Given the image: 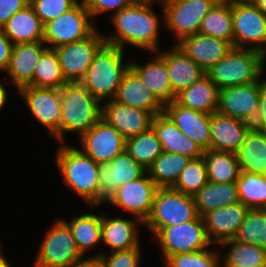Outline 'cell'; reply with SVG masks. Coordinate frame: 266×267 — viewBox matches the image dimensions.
Wrapping results in <instances>:
<instances>
[{
  "label": "cell",
  "instance_id": "cell-1",
  "mask_svg": "<svg viewBox=\"0 0 266 267\" xmlns=\"http://www.w3.org/2000/svg\"><path fill=\"white\" fill-rule=\"evenodd\" d=\"M154 0H140L137 4L124 8L110 16L115 31L104 36L106 44L125 50V45L155 52L159 49L160 24L164 16L153 12ZM162 19V20H161ZM115 32V33H114Z\"/></svg>",
  "mask_w": 266,
  "mask_h": 267
},
{
  "label": "cell",
  "instance_id": "cell-2",
  "mask_svg": "<svg viewBox=\"0 0 266 267\" xmlns=\"http://www.w3.org/2000/svg\"><path fill=\"white\" fill-rule=\"evenodd\" d=\"M60 96V143H65V132H76L80 137L102 118V103L81 82L65 83Z\"/></svg>",
  "mask_w": 266,
  "mask_h": 267
},
{
  "label": "cell",
  "instance_id": "cell-3",
  "mask_svg": "<svg viewBox=\"0 0 266 267\" xmlns=\"http://www.w3.org/2000/svg\"><path fill=\"white\" fill-rule=\"evenodd\" d=\"M124 51L119 47L104 44L95 54L84 78L80 81L99 101L113 100L130 62L124 63Z\"/></svg>",
  "mask_w": 266,
  "mask_h": 267
},
{
  "label": "cell",
  "instance_id": "cell-4",
  "mask_svg": "<svg viewBox=\"0 0 266 267\" xmlns=\"http://www.w3.org/2000/svg\"><path fill=\"white\" fill-rule=\"evenodd\" d=\"M59 145L55 155V163L63 182L88 204L98 190L100 164L80 148L64 143Z\"/></svg>",
  "mask_w": 266,
  "mask_h": 267
},
{
  "label": "cell",
  "instance_id": "cell-5",
  "mask_svg": "<svg viewBox=\"0 0 266 267\" xmlns=\"http://www.w3.org/2000/svg\"><path fill=\"white\" fill-rule=\"evenodd\" d=\"M264 55L256 50L234 48L206 75L219 90L257 82L263 75Z\"/></svg>",
  "mask_w": 266,
  "mask_h": 267
},
{
  "label": "cell",
  "instance_id": "cell-6",
  "mask_svg": "<svg viewBox=\"0 0 266 267\" xmlns=\"http://www.w3.org/2000/svg\"><path fill=\"white\" fill-rule=\"evenodd\" d=\"M199 216L193 196L158 188L150 216L144 223L155 236L162 228L192 221Z\"/></svg>",
  "mask_w": 266,
  "mask_h": 267
},
{
  "label": "cell",
  "instance_id": "cell-7",
  "mask_svg": "<svg viewBox=\"0 0 266 267\" xmlns=\"http://www.w3.org/2000/svg\"><path fill=\"white\" fill-rule=\"evenodd\" d=\"M55 221L45 232L33 267H74L84 258L68 224L63 219Z\"/></svg>",
  "mask_w": 266,
  "mask_h": 267
},
{
  "label": "cell",
  "instance_id": "cell-8",
  "mask_svg": "<svg viewBox=\"0 0 266 267\" xmlns=\"http://www.w3.org/2000/svg\"><path fill=\"white\" fill-rule=\"evenodd\" d=\"M146 173L147 169L137 163L125 150L115 156L111 162L100 164L98 190L94 198L86 205L90 209L103 203L110 205L119 187L141 178Z\"/></svg>",
  "mask_w": 266,
  "mask_h": 267
},
{
  "label": "cell",
  "instance_id": "cell-9",
  "mask_svg": "<svg viewBox=\"0 0 266 267\" xmlns=\"http://www.w3.org/2000/svg\"><path fill=\"white\" fill-rule=\"evenodd\" d=\"M164 26L174 34L175 45L188 36L199 33L206 14L217 0H161Z\"/></svg>",
  "mask_w": 266,
  "mask_h": 267
},
{
  "label": "cell",
  "instance_id": "cell-10",
  "mask_svg": "<svg viewBox=\"0 0 266 267\" xmlns=\"http://www.w3.org/2000/svg\"><path fill=\"white\" fill-rule=\"evenodd\" d=\"M234 48L266 54V15L251 0L231 2ZM248 45V46H246Z\"/></svg>",
  "mask_w": 266,
  "mask_h": 267
},
{
  "label": "cell",
  "instance_id": "cell-11",
  "mask_svg": "<svg viewBox=\"0 0 266 267\" xmlns=\"http://www.w3.org/2000/svg\"><path fill=\"white\" fill-rule=\"evenodd\" d=\"M95 30L91 14L85 2L80 0L69 11L45 24L43 42L48 44V48L55 49L58 46L82 40Z\"/></svg>",
  "mask_w": 266,
  "mask_h": 267
},
{
  "label": "cell",
  "instance_id": "cell-12",
  "mask_svg": "<svg viewBox=\"0 0 266 267\" xmlns=\"http://www.w3.org/2000/svg\"><path fill=\"white\" fill-rule=\"evenodd\" d=\"M154 237L160 244L163 261L172 255L208 249L212 244L202 216L192 221L164 227Z\"/></svg>",
  "mask_w": 266,
  "mask_h": 267
},
{
  "label": "cell",
  "instance_id": "cell-13",
  "mask_svg": "<svg viewBox=\"0 0 266 267\" xmlns=\"http://www.w3.org/2000/svg\"><path fill=\"white\" fill-rule=\"evenodd\" d=\"M105 44L104 35L96 29L90 36L54 50L62 74L67 82H80L90 67L95 54Z\"/></svg>",
  "mask_w": 266,
  "mask_h": 267
},
{
  "label": "cell",
  "instance_id": "cell-14",
  "mask_svg": "<svg viewBox=\"0 0 266 267\" xmlns=\"http://www.w3.org/2000/svg\"><path fill=\"white\" fill-rule=\"evenodd\" d=\"M18 92L35 119L44 125L49 134L60 143V89L26 86Z\"/></svg>",
  "mask_w": 266,
  "mask_h": 267
},
{
  "label": "cell",
  "instance_id": "cell-15",
  "mask_svg": "<svg viewBox=\"0 0 266 267\" xmlns=\"http://www.w3.org/2000/svg\"><path fill=\"white\" fill-rule=\"evenodd\" d=\"M79 138L81 150L98 164L111 162L126 147V139L103 118Z\"/></svg>",
  "mask_w": 266,
  "mask_h": 267
},
{
  "label": "cell",
  "instance_id": "cell-16",
  "mask_svg": "<svg viewBox=\"0 0 266 267\" xmlns=\"http://www.w3.org/2000/svg\"><path fill=\"white\" fill-rule=\"evenodd\" d=\"M261 78L254 83L219 90L218 109L221 115L252 123L258 113Z\"/></svg>",
  "mask_w": 266,
  "mask_h": 267
},
{
  "label": "cell",
  "instance_id": "cell-17",
  "mask_svg": "<svg viewBox=\"0 0 266 267\" xmlns=\"http://www.w3.org/2000/svg\"><path fill=\"white\" fill-rule=\"evenodd\" d=\"M158 188L146 173L141 178L119 187L111 204L128 211L144 225L151 214Z\"/></svg>",
  "mask_w": 266,
  "mask_h": 267
},
{
  "label": "cell",
  "instance_id": "cell-18",
  "mask_svg": "<svg viewBox=\"0 0 266 267\" xmlns=\"http://www.w3.org/2000/svg\"><path fill=\"white\" fill-rule=\"evenodd\" d=\"M249 210L243 203L238 202L203 214L206 233L212 245L218 246L234 239Z\"/></svg>",
  "mask_w": 266,
  "mask_h": 267
},
{
  "label": "cell",
  "instance_id": "cell-19",
  "mask_svg": "<svg viewBox=\"0 0 266 267\" xmlns=\"http://www.w3.org/2000/svg\"><path fill=\"white\" fill-rule=\"evenodd\" d=\"M102 118L116 128L120 134L129 139L152 128L154 115L115 100H105L102 105Z\"/></svg>",
  "mask_w": 266,
  "mask_h": 267
},
{
  "label": "cell",
  "instance_id": "cell-20",
  "mask_svg": "<svg viewBox=\"0 0 266 267\" xmlns=\"http://www.w3.org/2000/svg\"><path fill=\"white\" fill-rule=\"evenodd\" d=\"M252 128L251 123L218 112L211 114L209 150L236 153Z\"/></svg>",
  "mask_w": 266,
  "mask_h": 267
},
{
  "label": "cell",
  "instance_id": "cell-21",
  "mask_svg": "<svg viewBox=\"0 0 266 267\" xmlns=\"http://www.w3.org/2000/svg\"><path fill=\"white\" fill-rule=\"evenodd\" d=\"M176 45L205 72L233 49L228 41L200 33L188 36Z\"/></svg>",
  "mask_w": 266,
  "mask_h": 267
},
{
  "label": "cell",
  "instance_id": "cell-22",
  "mask_svg": "<svg viewBox=\"0 0 266 267\" xmlns=\"http://www.w3.org/2000/svg\"><path fill=\"white\" fill-rule=\"evenodd\" d=\"M44 42L18 43L13 46L6 73L18 91L34 87V71L42 53L48 48Z\"/></svg>",
  "mask_w": 266,
  "mask_h": 267
},
{
  "label": "cell",
  "instance_id": "cell-23",
  "mask_svg": "<svg viewBox=\"0 0 266 267\" xmlns=\"http://www.w3.org/2000/svg\"><path fill=\"white\" fill-rule=\"evenodd\" d=\"M113 100L122 105L152 113L154 116L163 113L165 107L131 68L124 74Z\"/></svg>",
  "mask_w": 266,
  "mask_h": 267
},
{
  "label": "cell",
  "instance_id": "cell-24",
  "mask_svg": "<svg viewBox=\"0 0 266 267\" xmlns=\"http://www.w3.org/2000/svg\"><path fill=\"white\" fill-rule=\"evenodd\" d=\"M164 112L187 137L195 141L203 151L210 146V114L179 105L175 100L165 104Z\"/></svg>",
  "mask_w": 266,
  "mask_h": 267
},
{
  "label": "cell",
  "instance_id": "cell-25",
  "mask_svg": "<svg viewBox=\"0 0 266 267\" xmlns=\"http://www.w3.org/2000/svg\"><path fill=\"white\" fill-rule=\"evenodd\" d=\"M152 129L162 145L163 152L179 153L190 159L203 156L202 148L181 132L165 112L154 116Z\"/></svg>",
  "mask_w": 266,
  "mask_h": 267
},
{
  "label": "cell",
  "instance_id": "cell-26",
  "mask_svg": "<svg viewBox=\"0 0 266 267\" xmlns=\"http://www.w3.org/2000/svg\"><path fill=\"white\" fill-rule=\"evenodd\" d=\"M165 60L173 94L176 96L193 83L200 80L206 72L174 45L170 51L158 52Z\"/></svg>",
  "mask_w": 266,
  "mask_h": 267
},
{
  "label": "cell",
  "instance_id": "cell-27",
  "mask_svg": "<svg viewBox=\"0 0 266 267\" xmlns=\"http://www.w3.org/2000/svg\"><path fill=\"white\" fill-rule=\"evenodd\" d=\"M132 219L102 216V242L111 248V252L137 248L140 245L137 228L143 223L135 217Z\"/></svg>",
  "mask_w": 266,
  "mask_h": 267
},
{
  "label": "cell",
  "instance_id": "cell-28",
  "mask_svg": "<svg viewBox=\"0 0 266 267\" xmlns=\"http://www.w3.org/2000/svg\"><path fill=\"white\" fill-rule=\"evenodd\" d=\"M146 64L130 62V68L141 78L149 90L165 105L175 100L165 60L155 52Z\"/></svg>",
  "mask_w": 266,
  "mask_h": 267
},
{
  "label": "cell",
  "instance_id": "cell-29",
  "mask_svg": "<svg viewBox=\"0 0 266 267\" xmlns=\"http://www.w3.org/2000/svg\"><path fill=\"white\" fill-rule=\"evenodd\" d=\"M44 24L29 4L15 13L3 27L6 37L18 43L43 42Z\"/></svg>",
  "mask_w": 266,
  "mask_h": 267
},
{
  "label": "cell",
  "instance_id": "cell-30",
  "mask_svg": "<svg viewBox=\"0 0 266 267\" xmlns=\"http://www.w3.org/2000/svg\"><path fill=\"white\" fill-rule=\"evenodd\" d=\"M218 99V87L207 75H204L200 80L177 94L175 101L183 107L211 115L217 112Z\"/></svg>",
  "mask_w": 266,
  "mask_h": 267
},
{
  "label": "cell",
  "instance_id": "cell-31",
  "mask_svg": "<svg viewBox=\"0 0 266 267\" xmlns=\"http://www.w3.org/2000/svg\"><path fill=\"white\" fill-rule=\"evenodd\" d=\"M236 156L240 171L266 175V132L252 128Z\"/></svg>",
  "mask_w": 266,
  "mask_h": 267
},
{
  "label": "cell",
  "instance_id": "cell-32",
  "mask_svg": "<svg viewBox=\"0 0 266 267\" xmlns=\"http://www.w3.org/2000/svg\"><path fill=\"white\" fill-rule=\"evenodd\" d=\"M199 216L210 210L240 202L236 182L208 183L193 195Z\"/></svg>",
  "mask_w": 266,
  "mask_h": 267
},
{
  "label": "cell",
  "instance_id": "cell-33",
  "mask_svg": "<svg viewBox=\"0 0 266 267\" xmlns=\"http://www.w3.org/2000/svg\"><path fill=\"white\" fill-rule=\"evenodd\" d=\"M79 251L85 256L97 243L102 242V215L86 213L71 218L68 222Z\"/></svg>",
  "mask_w": 266,
  "mask_h": 267
},
{
  "label": "cell",
  "instance_id": "cell-34",
  "mask_svg": "<svg viewBox=\"0 0 266 267\" xmlns=\"http://www.w3.org/2000/svg\"><path fill=\"white\" fill-rule=\"evenodd\" d=\"M203 158L206 164L208 181L232 183L238 180L240 167L236 153L205 150Z\"/></svg>",
  "mask_w": 266,
  "mask_h": 267
},
{
  "label": "cell",
  "instance_id": "cell-35",
  "mask_svg": "<svg viewBox=\"0 0 266 267\" xmlns=\"http://www.w3.org/2000/svg\"><path fill=\"white\" fill-rule=\"evenodd\" d=\"M190 158L179 153L163 152L147 169L159 188L173 187Z\"/></svg>",
  "mask_w": 266,
  "mask_h": 267
},
{
  "label": "cell",
  "instance_id": "cell-36",
  "mask_svg": "<svg viewBox=\"0 0 266 267\" xmlns=\"http://www.w3.org/2000/svg\"><path fill=\"white\" fill-rule=\"evenodd\" d=\"M199 33L223 39L234 47L231 2H217L203 18Z\"/></svg>",
  "mask_w": 266,
  "mask_h": 267
},
{
  "label": "cell",
  "instance_id": "cell-37",
  "mask_svg": "<svg viewBox=\"0 0 266 267\" xmlns=\"http://www.w3.org/2000/svg\"><path fill=\"white\" fill-rule=\"evenodd\" d=\"M219 246H229L227 254L221 260V264H223L221 267H261L266 265V248L240 243L234 239L225 241Z\"/></svg>",
  "mask_w": 266,
  "mask_h": 267
},
{
  "label": "cell",
  "instance_id": "cell-38",
  "mask_svg": "<svg viewBox=\"0 0 266 267\" xmlns=\"http://www.w3.org/2000/svg\"><path fill=\"white\" fill-rule=\"evenodd\" d=\"M236 184L241 203L249 209H266V175L240 171Z\"/></svg>",
  "mask_w": 266,
  "mask_h": 267
},
{
  "label": "cell",
  "instance_id": "cell-39",
  "mask_svg": "<svg viewBox=\"0 0 266 267\" xmlns=\"http://www.w3.org/2000/svg\"><path fill=\"white\" fill-rule=\"evenodd\" d=\"M125 150L145 169H148L163 153L162 145L152 128L147 132L126 139Z\"/></svg>",
  "mask_w": 266,
  "mask_h": 267
},
{
  "label": "cell",
  "instance_id": "cell-40",
  "mask_svg": "<svg viewBox=\"0 0 266 267\" xmlns=\"http://www.w3.org/2000/svg\"><path fill=\"white\" fill-rule=\"evenodd\" d=\"M65 80L54 49L47 48L39 58L34 71V87L60 89Z\"/></svg>",
  "mask_w": 266,
  "mask_h": 267
},
{
  "label": "cell",
  "instance_id": "cell-41",
  "mask_svg": "<svg viewBox=\"0 0 266 267\" xmlns=\"http://www.w3.org/2000/svg\"><path fill=\"white\" fill-rule=\"evenodd\" d=\"M234 240L266 248V209H250Z\"/></svg>",
  "mask_w": 266,
  "mask_h": 267
},
{
  "label": "cell",
  "instance_id": "cell-42",
  "mask_svg": "<svg viewBox=\"0 0 266 267\" xmlns=\"http://www.w3.org/2000/svg\"><path fill=\"white\" fill-rule=\"evenodd\" d=\"M207 183V169L202 156L197 159L189 160L172 188L176 191L193 196Z\"/></svg>",
  "mask_w": 266,
  "mask_h": 267
},
{
  "label": "cell",
  "instance_id": "cell-43",
  "mask_svg": "<svg viewBox=\"0 0 266 267\" xmlns=\"http://www.w3.org/2000/svg\"><path fill=\"white\" fill-rule=\"evenodd\" d=\"M220 252L216 250H198L168 257L165 267H221Z\"/></svg>",
  "mask_w": 266,
  "mask_h": 267
},
{
  "label": "cell",
  "instance_id": "cell-44",
  "mask_svg": "<svg viewBox=\"0 0 266 267\" xmlns=\"http://www.w3.org/2000/svg\"><path fill=\"white\" fill-rule=\"evenodd\" d=\"M78 2L79 0H30L29 4L45 25L62 13L69 11Z\"/></svg>",
  "mask_w": 266,
  "mask_h": 267
},
{
  "label": "cell",
  "instance_id": "cell-45",
  "mask_svg": "<svg viewBox=\"0 0 266 267\" xmlns=\"http://www.w3.org/2000/svg\"><path fill=\"white\" fill-rule=\"evenodd\" d=\"M140 245L137 248L128 250L113 251L109 256L103 252L93 255L100 257L105 267H139L140 265Z\"/></svg>",
  "mask_w": 266,
  "mask_h": 267
},
{
  "label": "cell",
  "instance_id": "cell-46",
  "mask_svg": "<svg viewBox=\"0 0 266 267\" xmlns=\"http://www.w3.org/2000/svg\"><path fill=\"white\" fill-rule=\"evenodd\" d=\"M140 0H85V4L91 17L104 14L106 12L117 13L120 10L137 4Z\"/></svg>",
  "mask_w": 266,
  "mask_h": 267
},
{
  "label": "cell",
  "instance_id": "cell-47",
  "mask_svg": "<svg viewBox=\"0 0 266 267\" xmlns=\"http://www.w3.org/2000/svg\"><path fill=\"white\" fill-rule=\"evenodd\" d=\"M30 0H0V28L18 11L29 5Z\"/></svg>",
  "mask_w": 266,
  "mask_h": 267
},
{
  "label": "cell",
  "instance_id": "cell-48",
  "mask_svg": "<svg viewBox=\"0 0 266 267\" xmlns=\"http://www.w3.org/2000/svg\"><path fill=\"white\" fill-rule=\"evenodd\" d=\"M261 77V92L258 104V113L251 123L253 129L261 132H266V79Z\"/></svg>",
  "mask_w": 266,
  "mask_h": 267
},
{
  "label": "cell",
  "instance_id": "cell-49",
  "mask_svg": "<svg viewBox=\"0 0 266 267\" xmlns=\"http://www.w3.org/2000/svg\"><path fill=\"white\" fill-rule=\"evenodd\" d=\"M14 44L6 37L0 28V71L6 72Z\"/></svg>",
  "mask_w": 266,
  "mask_h": 267
},
{
  "label": "cell",
  "instance_id": "cell-50",
  "mask_svg": "<svg viewBox=\"0 0 266 267\" xmlns=\"http://www.w3.org/2000/svg\"><path fill=\"white\" fill-rule=\"evenodd\" d=\"M74 267H105V264L100 257L90 256L80 260Z\"/></svg>",
  "mask_w": 266,
  "mask_h": 267
},
{
  "label": "cell",
  "instance_id": "cell-51",
  "mask_svg": "<svg viewBox=\"0 0 266 267\" xmlns=\"http://www.w3.org/2000/svg\"><path fill=\"white\" fill-rule=\"evenodd\" d=\"M7 91L4 88L3 84H1L0 81V110H2V108L5 106V103H7L8 99H7Z\"/></svg>",
  "mask_w": 266,
  "mask_h": 267
},
{
  "label": "cell",
  "instance_id": "cell-52",
  "mask_svg": "<svg viewBox=\"0 0 266 267\" xmlns=\"http://www.w3.org/2000/svg\"><path fill=\"white\" fill-rule=\"evenodd\" d=\"M266 15V0H251Z\"/></svg>",
  "mask_w": 266,
  "mask_h": 267
},
{
  "label": "cell",
  "instance_id": "cell-53",
  "mask_svg": "<svg viewBox=\"0 0 266 267\" xmlns=\"http://www.w3.org/2000/svg\"><path fill=\"white\" fill-rule=\"evenodd\" d=\"M1 248H2V246L0 243V267H12L11 263L8 262V259H6V257L4 256Z\"/></svg>",
  "mask_w": 266,
  "mask_h": 267
},
{
  "label": "cell",
  "instance_id": "cell-54",
  "mask_svg": "<svg viewBox=\"0 0 266 267\" xmlns=\"http://www.w3.org/2000/svg\"><path fill=\"white\" fill-rule=\"evenodd\" d=\"M218 2H236V1H242V0H217Z\"/></svg>",
  "mask_w": 266,
  "mask_h": 267
}]
</instances>
